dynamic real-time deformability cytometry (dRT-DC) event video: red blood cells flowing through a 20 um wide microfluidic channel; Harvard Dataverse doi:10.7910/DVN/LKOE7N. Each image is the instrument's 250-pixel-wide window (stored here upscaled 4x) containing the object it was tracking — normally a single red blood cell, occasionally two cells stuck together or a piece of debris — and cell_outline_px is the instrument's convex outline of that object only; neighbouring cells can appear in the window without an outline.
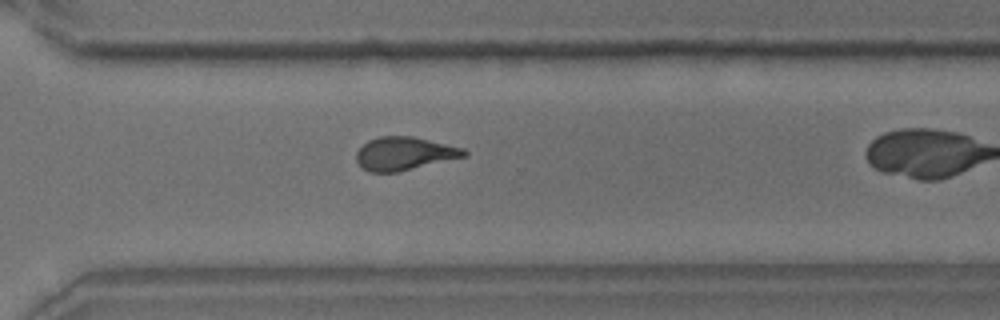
{"species": "common noctule bat (a hibernating species)", "species_latin": "Nyctalus noctula", "temperature_condition": "room temperature", "stored_images_in_passage": 31, "camera_frame_rate_fps": 3000, "um_per_image_px": 0.085, "animal": {"sex": "male", "body_mass_g": 18.8}, "frame": {"image": 1, "passage_image": 27, "time_ms": 8.667, "image_size_px": [1000, 320], "cell_outline_px": [[468, 156], [396, 172], [368, 172], [356, 160], [356, 152], [368, 140], [380, 136], [412, 136], [464, 148], [468, 152]], "centroid_in_image_um": [34.39, 13.05], "position_along_channel_um": 336.2, "area_um2": 20.75}}